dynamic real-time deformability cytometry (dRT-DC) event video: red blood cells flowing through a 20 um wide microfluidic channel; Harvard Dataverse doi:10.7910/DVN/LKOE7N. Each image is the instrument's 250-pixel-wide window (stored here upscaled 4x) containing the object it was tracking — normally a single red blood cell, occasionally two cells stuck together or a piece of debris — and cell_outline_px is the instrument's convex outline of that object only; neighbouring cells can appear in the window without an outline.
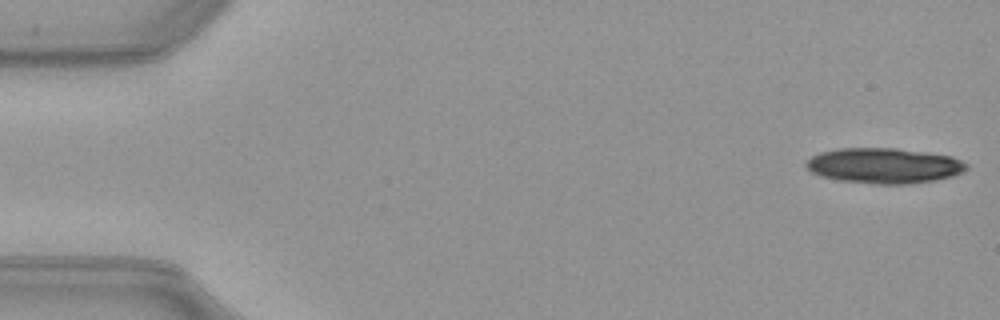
{"species": "common noctule bat (a hibernating species)", "species_latin": "Nyctalus noctula", "temperature_condition": "warm", "stored_images_in_passage": 51, "camera_frame_rate_fps": 3000, "um_per_image_px": 0.085, "animal": {"sex": "female", "body_mass_g": 21.9}, "frame": {"image": 1, "passage_image": 1, "time_ms": 0.0, "image_size_px": [1000, 320], "cell_outline_px": [[968, 168], [964, 172], [952, 176], [936, 180], [908, 184], [876, 184], [840, 180], [820, 176], [804, 168], [804, 164], [812, 156], [820, 152], [840, 148], [896, 148], [928, 152], [952, 156], [968, 164]], "centroid_in_image_um": [75.15, 14.08], "position_along_channel_um": 9.8, "area_um2": 33.29}}
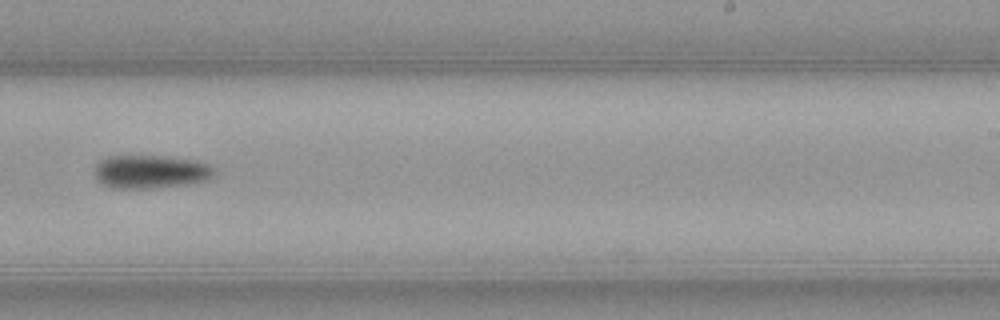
{"frame": {"image": 2, "passage_image": 32, "time_ms": 10.333, "image_size_px": [1000, 320], "cell_outline_px": [[216, 172], [212, 180], [188, 184], [152, 188], [112, 188], [96, 180], [96, 164], [100, 160], [108, 156], [160, 156], [196, 160], [208, 164], [216, 168]], "centroid_in_image_um": [12.87, 14.6], "position_along_channel_um": 276.1, "area_um2": 23.47}}
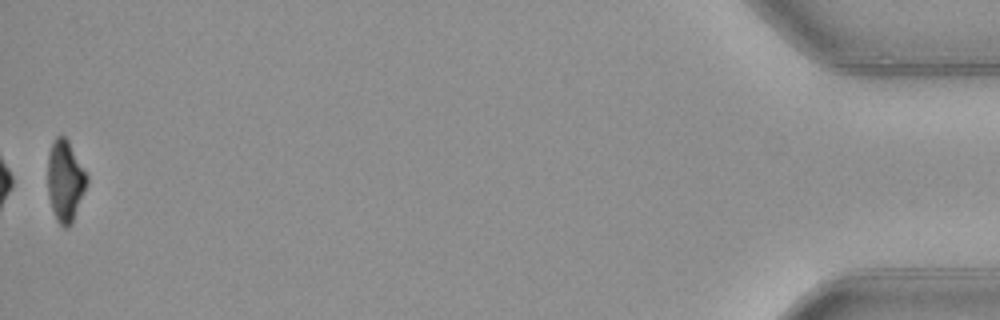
{"frame": {"image": 3, "passage_image": 51, "time_ms": 16.667, "image_size_px": [1000, 320], "cell_outline_px": [[88, 184], [72, 224], [68, 228], [64, 228], [56, 220], [52, 208], [48, 192], [48, 152], [56, 136], [64, 136], [68, 140], [88, 176]], "centroid_in_image_um": [5.55, 15.4], "position_along_channel_um": 429.6, "area_um2": 18.61}, "authors_computed_cell_mechanics": {"area_um2": 23.2356, "velocity_mm_per_s": 4.0141, "shape_relaxation_time_tau1_ms": 2.5666, "shape_relaxation_time_tau2_ms": null, "deformation_change_tau1": 0.1424, "deformation_change_tau2": null}}